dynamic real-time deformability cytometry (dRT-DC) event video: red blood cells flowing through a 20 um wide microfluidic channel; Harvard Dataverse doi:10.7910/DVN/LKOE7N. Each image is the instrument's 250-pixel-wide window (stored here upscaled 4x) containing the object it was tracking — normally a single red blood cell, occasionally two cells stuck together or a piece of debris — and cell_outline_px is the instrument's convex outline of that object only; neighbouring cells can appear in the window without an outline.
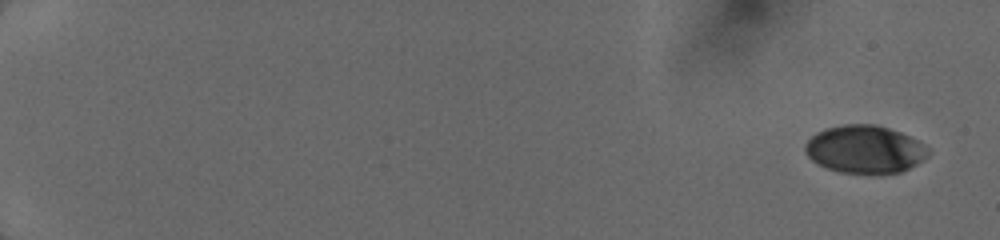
{"species": "human", "species_latin": "Homo sapiens", "temperature_condition": "cold", "stored_images_in_passage": 8, "camera_frame_rate_fps": 3000, "um_per_image_px": 0.085, "donor": {"sex": "female"}, "frame": {"image": 1, "passage_image": 1, "time_ms": 0.0, "image_size_px": [1000, 240], "cell_outline_px": [[932, 152], [928, 156], [916, 164], [900, 172], [840, 172], [828, 168], [812, 160], [804, 152], [804, 144], [816, 132], [828, 128], [844, 124], [876, 124], [900, 132], [924, 144]], "centroid_in_image_um": [73.51, 12.67], "position_along_channel_um": 11.5, "area_um2": 33.87}}
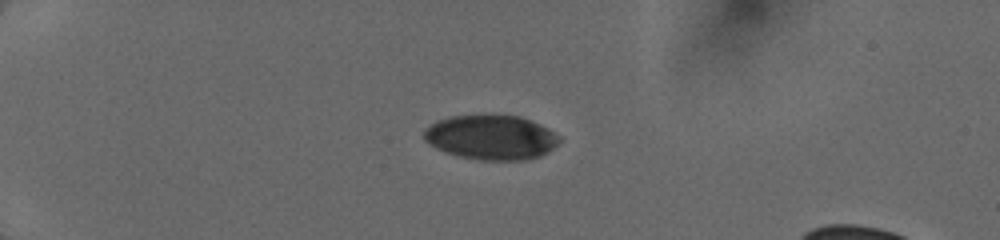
{"frame": {"image": 2, "passage_image": 5, "time_ms": 4.333, "image_size_px": [1000, 240], "cell_outline_px": [[560, 140], [552, 148], [540, 156], [528, 160], [476, 160], [444, 152], [428, 144], [424, 140], [424, 128], [436, 120], [452, 116], [520, 116], [540, 124], [548, 128], [560, 136]], "centroid_in_image_um": [41.72, 11.69], "position_along_channel_um": 43.3, "area_um2": 35.14}}